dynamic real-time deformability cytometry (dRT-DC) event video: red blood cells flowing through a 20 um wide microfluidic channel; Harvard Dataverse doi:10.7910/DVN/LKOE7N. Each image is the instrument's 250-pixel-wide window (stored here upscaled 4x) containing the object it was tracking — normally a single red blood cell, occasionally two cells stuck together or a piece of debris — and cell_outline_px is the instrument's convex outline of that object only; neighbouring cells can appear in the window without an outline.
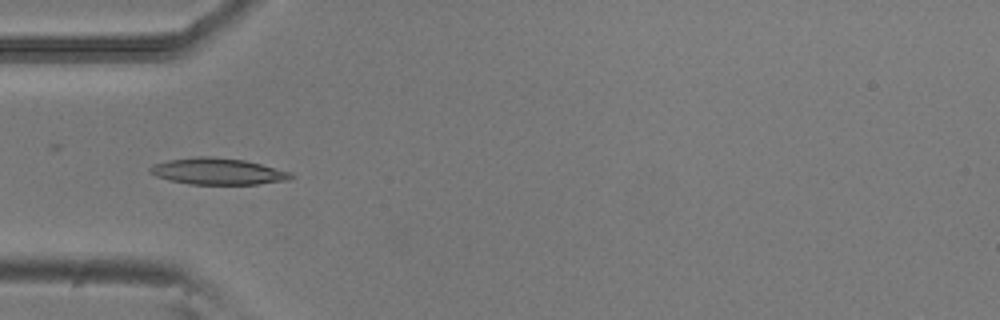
{"species": "common noctule bat (a hibernating species)", "species_latin": "Nyctalus noctula", "temperature_condition": "room temperature", "stored_images_in_passage": 7, "camera_frame_rate_fps": 3000, "um_per_image_px": 0.085, "animal": {"sex": "male", "body_mass_g": 20.5, "forearm_length_mm": 52.5}, "frame": {"image": 1, "passage_image": 3, "time_ms": 0.667, "image_size_px": [1000, 320], "cell_outline_px": [[296, 176], [288, 180], [256, 184], [188, 184], [168, 180], [156, 176], [148, 172], [148, 168], [152, 164], [168, 160], [196, 156], [212, 156], [244, 160], [292, 172]], "centroid_in_image_um": [18.48, 14.56], "position_along_channel_um": 66.5, "area_um2": 21.91}}
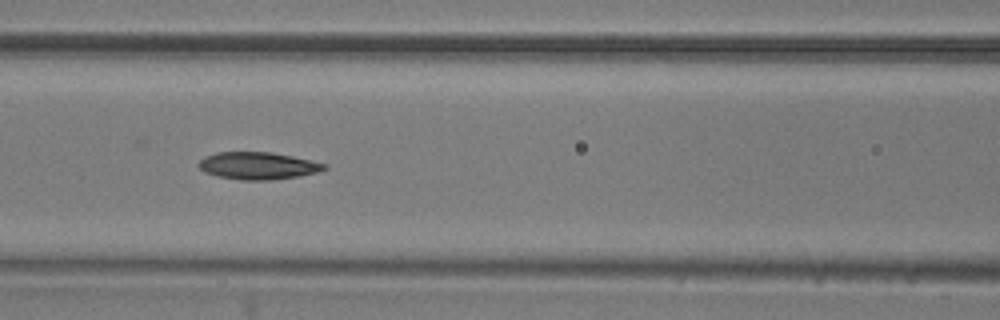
{"frame": {"image": 2, "passage_image": 5, "time_ms": 1.333, "image_size_px": [1000, 320], "cell_outline_px": [[328, 168], [316, 172], [300, 176], [272, 180], [240, 180], [216, 176], [204, 172], [196, 164], [204, 156], [216, 152], [268, 152], [292, 156], [324, 164]], "centroid_in_image_um": [21.85, 14.09], "position_along_channel_um": 144.7, "area_um2": 19.94}}
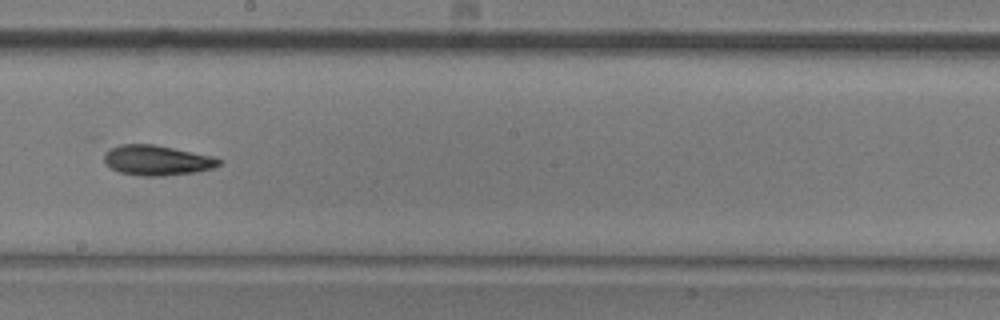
{"frame": {"image": 3, "passage_image": 7, "time_ms": 2.0, "image_size_px": [1000, 320], "cell_outline_px": [[224, 160], [220, 164], [212, 168], [196, 172], [164, 176], [140, 176], [120, 172], [112, 168], [104, 160], [104, 152], [120, 144], [156, 144], [212, 156]], "centroid_in_image_um": [13.36, 13.62], "position_along_channel_um": 234.8, "area_um2": 20.17}}